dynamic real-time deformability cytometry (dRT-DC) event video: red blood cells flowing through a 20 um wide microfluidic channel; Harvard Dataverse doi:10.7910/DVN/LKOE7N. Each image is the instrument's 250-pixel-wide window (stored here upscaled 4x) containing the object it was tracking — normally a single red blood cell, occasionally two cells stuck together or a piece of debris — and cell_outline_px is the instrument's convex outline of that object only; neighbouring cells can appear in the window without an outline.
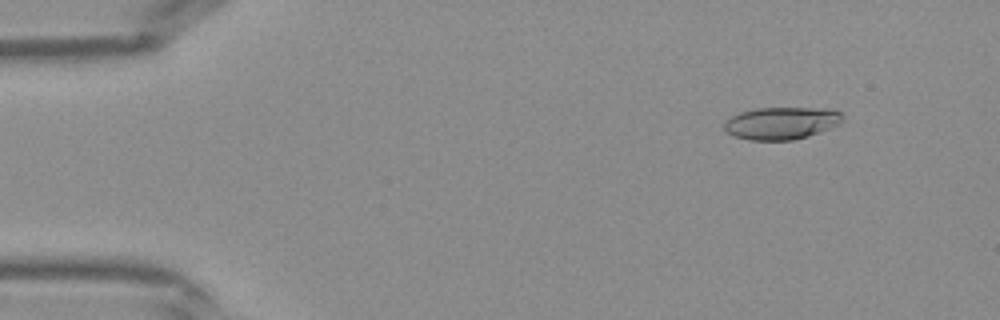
{"species": "Egyptian fruit bat (a non-hibernating species)", "species_latin": "Rousettus aegyptiacus", "temperature_condition": "warm", "stored_images_in_passage": 14, "camera_frame_rate_fps": 3000, "um_per_image_px": 0.085, "frame": {"image": 1, "passage_image": 5, "time_ms": 1.333, "image_size_px": [1000, 320], "cell_outline_px": [[844, 120], [840, 124], [808, 136], [792, 140], [752, 140], [736, 136], [728, 132], [724, 128], [724, 124], [732, 116], [740, 112], [756, 108], [828, 108], [840, 112], [844, 116]], "centroid_in_image_um": [66.47, 10.45], "position_along_channel_um": 18.5, "area_um2": 22.2}}
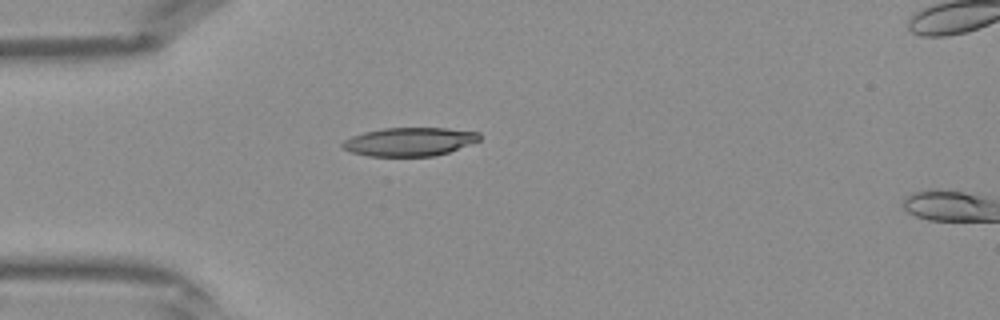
{"frame": {"image": 2, "passage_image": 12, "time_ms": 3.667, "image_size_px": [1000, 320], "cell_outline_px": [[480, 140], [448, 152], [432, 156], [368, 156], [352, 152], [340, 148], [340, 144], [344, 140], [352, 136], [364, 132], [384, 128], [448, 128], [480, 132]], "centroid_in_image_um": [34.78, 12.04], "position_along_channel_um": 50.2, "area_um2": 22.77}}